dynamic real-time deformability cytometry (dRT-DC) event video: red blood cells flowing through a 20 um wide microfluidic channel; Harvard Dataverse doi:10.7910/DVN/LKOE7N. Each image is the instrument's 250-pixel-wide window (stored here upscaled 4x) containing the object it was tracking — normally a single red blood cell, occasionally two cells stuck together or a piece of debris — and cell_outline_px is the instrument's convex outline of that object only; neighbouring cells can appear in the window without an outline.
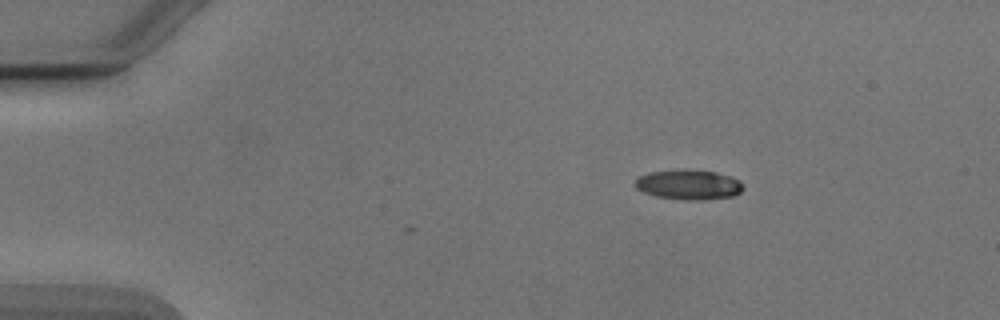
{"species": "Egyptian fruit bat (a non-hibernating species)", "species_latin": "Rousettus aegyptiacus", "temperature_condition": "cold", "stored_images_in_passage": 3, "camera_frame_rate_fps": 3000, "um_per_image_px": 0.085, "animal": {"sex": "male"}, "frame": {"image": 1, "passage_image": 1, "time_ms": 0.0, "image_size_px": [1000, 320], "cell_outline_px": [[744, 188], [740, 192], [732, 196], [700, 200], [684, 200], [656, 196], [644, 192], [636, 188], [636, 180], [640, 176], [648, 172], [716, 172], [732, 176], [740, 180], [744, 184]], "centroid_in_image_um": [58.6, 15.74], "position_along_channel_um": 26.4, "area_um2": 18.09}}